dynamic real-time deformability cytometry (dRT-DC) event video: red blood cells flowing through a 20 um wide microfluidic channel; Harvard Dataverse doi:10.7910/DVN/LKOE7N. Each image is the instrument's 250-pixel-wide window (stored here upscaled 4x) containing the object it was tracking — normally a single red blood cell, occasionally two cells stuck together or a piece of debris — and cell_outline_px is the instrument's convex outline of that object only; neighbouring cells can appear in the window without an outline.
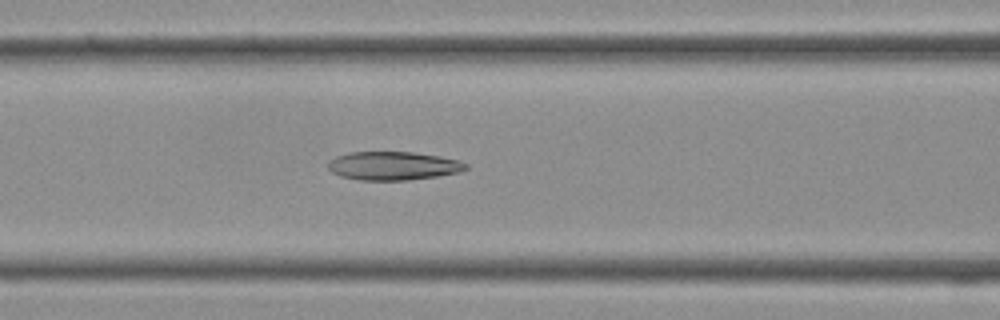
{"species": "Egyptian fruit bat (a non-hibernating species)", "species_latin": "Rousettus aegyptiacus", "temperature_condition": "cold", "stored_images_in_passage": 36, "camera_frame_rate_fps": 3000, "um_per_image_px": 0.085, "frame": {"image": 1, "passage_image": 15, "time_ms": 4.667, "image_size_px": [1000, 320], "cell_outline_px": [[468, 168], [460, 172], [436, 176], [408, 180], [360, 180], [340, 176], [332, 172], [328, 168], [328, 160], [336, 156], [348, 152], [412, 152], [440, 156], [456, 160], [468, 164]], "centroid_in_image_um": [33.39, 14.09], "position_along_channel_um": 133.2, "area_um2": 22.89}}
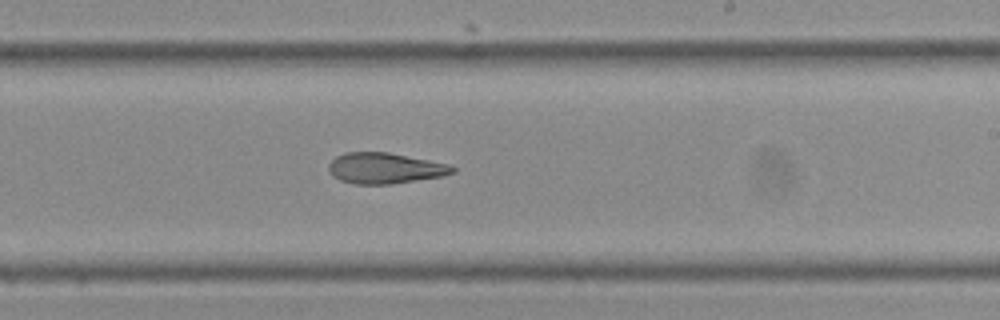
{"frame": {"image": 2, "passage_image": 22, "time_ms": 7.0, "image_size_px": [1000, 320], "cell_outline_px": [[456, 172], [444, 176], [392, 184], [352, 184], [340, 180], [332, 176], [328, 168], [328, 164], [336, 156], [344, 152], [388, 152], [452, 164], [456, 168]], "centroid_in_image_um": [32.75, 14.3], "position_along_channel_um": 256.2, "area_um2": 22.6}}
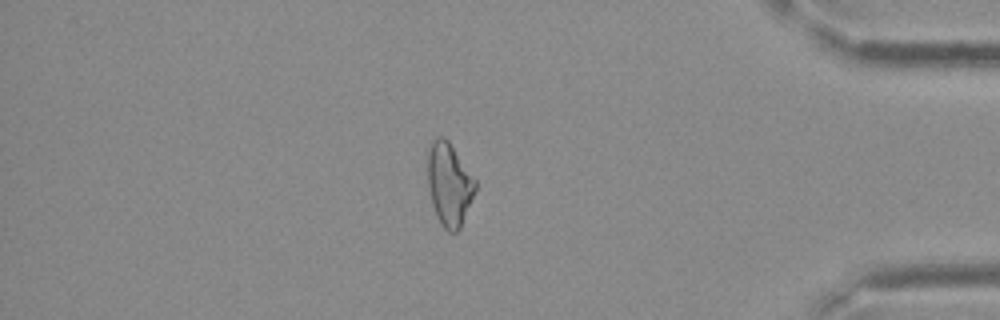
{"frame": {"image": 3, "passage_image": 32, "time_ms": 10.333, "image_size_px": [1000, 320], "cell_outline_px": [[476, 188], [460, 228], [456, 232], [448, 232], [440, 224], [436, 216], [432, 204], [428, 184], [428, 148], [432, 140], [440, 136], [444, 136], [448, 140], [476, 180]], "centroid_in_image_um": [38.17, 15.66], "position_along_channel_um": 397.0, "area_um2": 22.89}}